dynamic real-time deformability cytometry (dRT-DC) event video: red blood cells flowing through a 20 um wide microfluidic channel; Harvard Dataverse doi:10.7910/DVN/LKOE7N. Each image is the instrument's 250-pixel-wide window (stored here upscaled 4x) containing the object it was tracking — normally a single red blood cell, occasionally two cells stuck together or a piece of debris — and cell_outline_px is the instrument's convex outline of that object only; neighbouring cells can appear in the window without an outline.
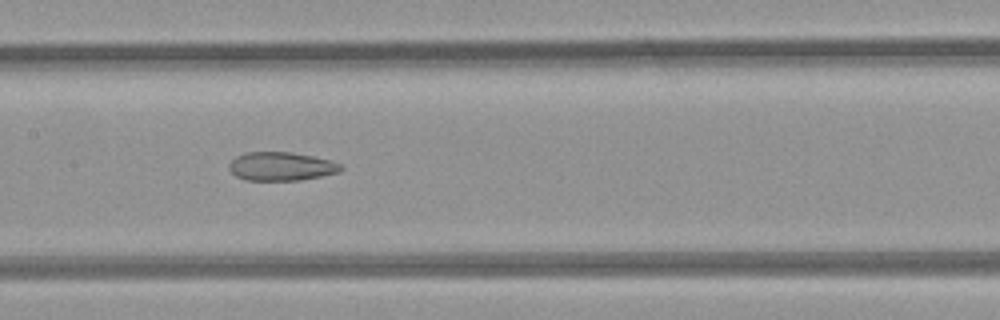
{"species": "common noctule bat (a hibernating species)", "species_latin": "Nyctalus noctula", "temperature_condition": "room temperature", "stored_images_in_passage": 46, "camera_frame_rate_fps": 3000, "um_per_image_px": 0.085, "animal": {"sex": "female", "body_mass_g": 21.9}, "frame": {"image": 1, "passage_image": 20, "time_ms": 6.333, "image_size_px": [1000, 320], "cell_outline_px": [[344, 168], [340, 172], [300, 180], [244, 180], [236, 176], [228, 168], [228, 164], [236, 156], [244, 152], [292, 152], [332, 160], [340, 164]], "centroid_in_image_um": [23.9, 14.13], "position_along_channel_um": 183.5, "area_um2": 18.73}}
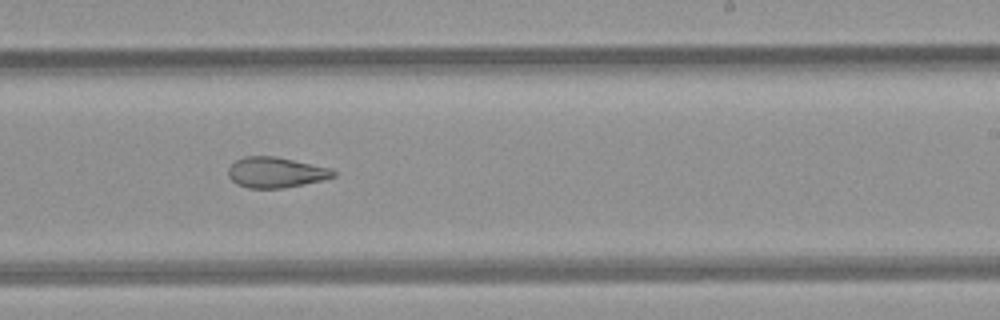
{"frame": {"image": 2, "passage_image": 26, "time_ms": 8.333, "image_size_px": [1000, 320], "cell_outline_px": [[336, 176], [304, 184], [284, 188], [248, 188], [236, 184], [228, 176], [228, 168], [236, 160], [244, 156], [276, 156], [332, 168], [336, 172]], "centroid_in_image_um": [23.44, 14.65], "position_along_channel_um": 265.6, "area_um2": 18.79}}
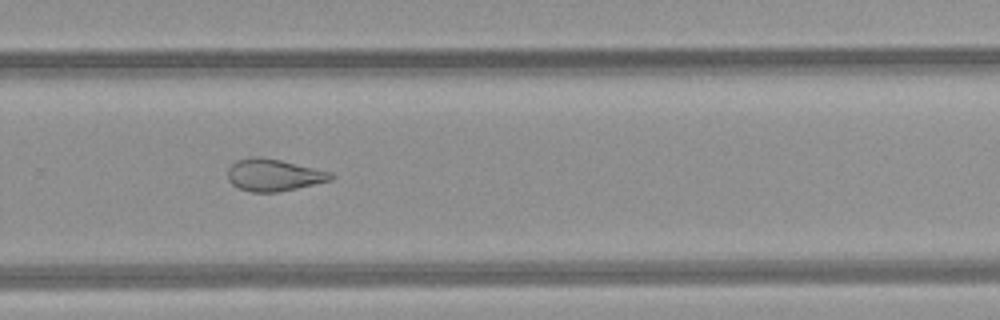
{"frame": {"image": 3, "passage_image": 29, "time_ms": 9.333, "image_size_px": [1000, 320], "cell_outline_px": [[336, 176], [332, 180], [280, 192], [252, 192], [240, 188], [232, 184], [228, 180], [228, 168], [236, 160], [252, 156], [260, 156], [280, 160], [332, 172]], "centroid_in_image_um": [23.27, 14.87], "position_along_channel_um": 306.5, "area_um2": 19.36}, "authors_computed_cell_mechanics": {"area_um2": 22.9177, "velocity_mm_per_s": 4.1276, "shape_relaxation_time_tau1_ms": null, "shape_relaxation_time_tau2_ms": 4.4715, "deformation_change_tau1": null, "deformation_change_tau2": 0.1443}}